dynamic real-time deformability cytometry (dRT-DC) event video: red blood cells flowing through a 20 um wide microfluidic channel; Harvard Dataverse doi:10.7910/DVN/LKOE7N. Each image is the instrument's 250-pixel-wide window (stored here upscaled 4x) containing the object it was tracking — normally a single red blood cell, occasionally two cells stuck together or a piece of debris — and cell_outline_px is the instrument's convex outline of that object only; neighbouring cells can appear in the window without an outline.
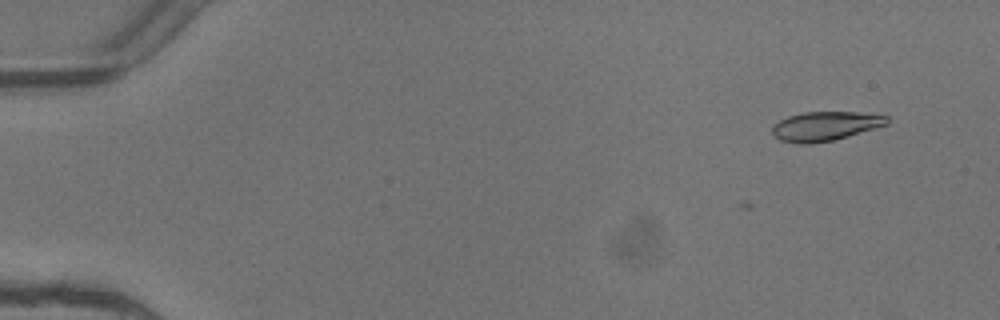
{"species": "common noctule bat (a hibernating species)", "species_latin": "Nyctalus noctula", "temperature_condition": "warm", "stored_images_in_passage": 7, "camera_frame_rate_fps": 3000, "um_per_image_px": 0.085, "animal": {"sex": "female"}, "frame": {"image": 1, "passage_image": 2, "time_ms": 0.333, "image_size_px": [1000, 320], "cell_outline_px": [[888, 124], [876, 128], [848, 136], [832, 140], [812, 144], [796, 144], [780, 140], [772, 132], [772, 128], [780, 120], [788, 116], [804, 112], [860, 112], [888, 116]], "centroid_in_image_um": [70.15, 10.72], "position_along_channel_um": 14.8, "area_um2": 19.48}}
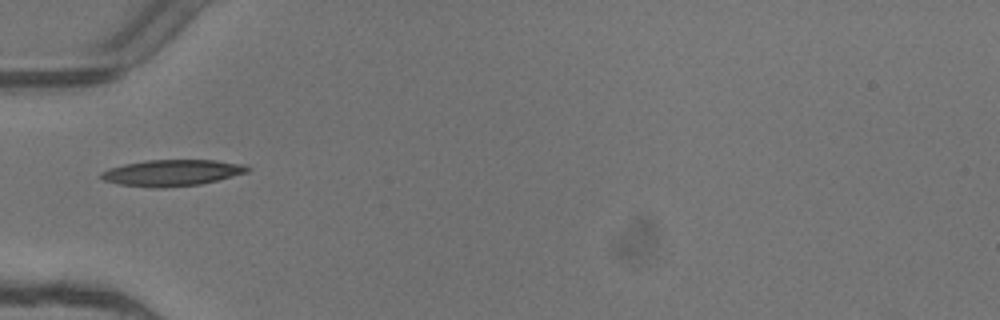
{"frame": {"image": 2, "passage_image": 6, "time_ms": 1.667, "image_size_px": [1000, 320], "cell_outline_px": [[248, 172], [200, 184], [164, 188], [152, 188], [120, 184], [104, 180], [100, 176], [100, 172], [108, 168], [124, 164], [144, 160], [216, 160], [244, 164], [248, 168]], "centroid_in_image_um": [14.58, 14.68], "position_along_channel_um": 70.4, "area_um2": 22.37}}
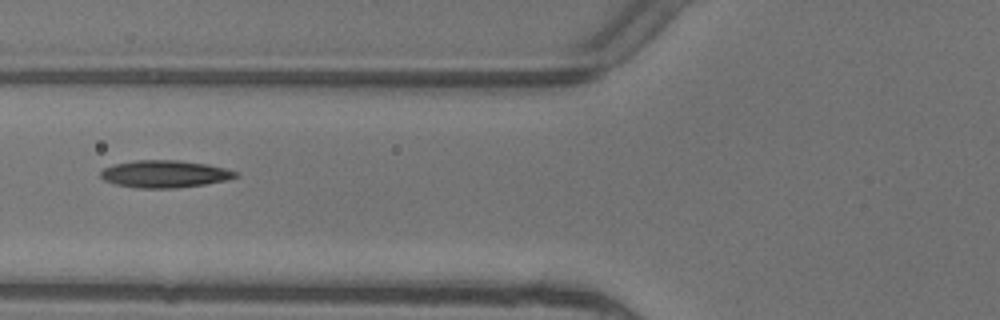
{"frame": {"image": 3, "passage_image": 7, "time_ms": 2.0, "image_size_px": [1000, 320], "cell_outline_px": [[240, 176], [228, 180], [204, 184], [176, 188], [136, 188], [116, 184], [104, 180], [100, 176], [100, 172], [104, 168], [116, 164], [136, 160], [180, 160], [208, 164], [240, 172]], "centroid_in_image_um": [14.05, 14.79], "position_along_channel_um": 111.8, "area_um2": 21.56}}